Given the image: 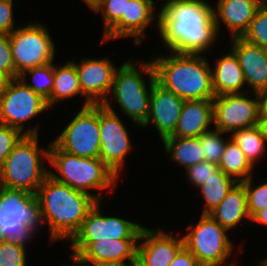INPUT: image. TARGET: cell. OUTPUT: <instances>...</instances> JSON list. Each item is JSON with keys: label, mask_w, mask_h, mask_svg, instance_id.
I'll return each mask as SVG.
<instances>
[{"label": "cell", "mask_w": 267, "mask_h": 266, "mask_svg": "<svg viewBox=\"0 0 267 266\" xmlns=\"http://www.w3.org/2000/svg\"><path fill=\"white\" fill-rule=\"evenodd\" d=\"M231 139L239 145L252 166L255 160L264 153L266 139L262 136L258 126L236 130Z\"/></svg>", "instance_id": "29"}, {"label": "cell", "mask_w": 267, "mask_h": 266, "mask_svg": "<svg viewBox=\"0 0 267 266\" xmlns=\"http://www.w3.org/2000/svg\"><path fill=\"white\" fill-rule=\"evenodd\" d=\"M214 122L212 100H185L177 127L169 137H199L209 131L208 126Z\"/></svg>", "instance_id": "22"}, {"label": "cell", "mask_w": 267, "mask_h": 266, "mask_svg": "<svg viewBox=\"0 0 267 266\" xmlns=\"http://www.w3.org/2000/svg\"><path fill=\"white\" fill-rule=\"evenodd\" d=\"M255 100L244 97L243 93L217 95L213 101L215 129L233 133L258 125L261 98L255 93Z\"/></svg>", "instance_id": "12"}, {"label": "cell", "mask_w": 267, "mask_h": 266, "mask_svg": "<svg viewBox=\"0 0 267 266\" xmlns=\"http://www.w3.org/2000/svg\"><path fill=\"white\" fill-rule=\"evenodd\" d=\"M218 166L227 176H230L231 178L234 176V179L237 182L246 181L252 176L251 169L253 166L246 159L239 145L232 139L227 141L222 160ZM236 177L244 178L236 179Z\"/></svg>", "instance_id": "28"}, {"label": "cell", "mask_w": 267, "mask_h": 266, "mask_svg": "<svg viewBox=\"0 0 267 266\" xmlns=\"http://www.w3.org/2000/svg\"><path fill=\"white\" fill-rule=\"evenodd\" d=\"M137 246V264L139 266H169L176 254L184 246L183 237L175 238L164 231H153L143 227Z\"/></svg>", "instance_id": "18"}, {"label": "cell", "mask_w": 267, "mask_h": 266, "mask_svg": "<svg viewBox=\"0 0 267 266\" xmlns=\"http://www.w3.org/2000/svg\"><path fill=\"white\" fill-rule=\"evenodd\" d=\"M51 165L59 171L61 177L49 171V175L57 182L66 184L74 190L91 195L97 202L100 196H94L90 189H105L115 185L117 176L100 159L78 157L60 150L53 142L47 151H41Z\"/></svg>", "instance_id": "4"}, {"label": "cell", "mask_w": 267, "mask_h": 266, "mask_svg": "<svg viewBox=\"0 0 267 266\" xmlns=\"http://www.w3.org/2000/svg\"><path fill=\"white\" fill-rule=\"evenodd\" d=\"M99 203L87 213L81 227L70 239L71 243H94L96 241L139 239L143 226L117 217L100 213Z\"/></svg>", "instance_id": "14"}, {"label": "cell", "mask_w": 267, "mask_h": 266, "mask_svg": "<svg viewBox=\"0 0 267 266\" xmlns=\"http://www.w3.org/2000/svg\"><path fill=\"white\" fill-rule=\"evenodd\" d=\"M0 71L10 79L17 78L9 35L0 33Z\"/></svg>", "instance_id": "37"}, {"label": "cell", "mask_w": 267, "mask_h": 266, "mask_svg": "<svg viewBox=\"0 0 267 266\" xmlns=\"http://www.w3.org/2000/svg\"><path fill=\"white\" fill-rule=\"evenodd\" d=\"M173 1H181V0H167V2H173Z\"/></svg>", "instance_id": "48"}, {"label": "cell", "mask_w": 267, "mask_h": 266, "mask_svg": "<svg viewBox=\"0 0 267 266\" xmlns=\"http://www.w3.org/2000/svg\"><path fill=\"white\" fill-rule=\"evenodd\" d=\"M242 38L267 50V2L257 10L249 29Z\"/></svg>", "instance_id": "32"}, {"label": "cell", "mask_w": 267, "mask_h": 266, "mask_svg": "<svg viewBox=\"0 0 267 266\" xmlns=\"http://www.w3.org/2000/svg\"><path fill=\"white\" fill-rule=\"evenodd\" d=\"M261 131L262 136L267 141V111H260L257 125Z\"/></svg>", "instance_id": "42"}, {"label": "cell", "mask_w": 267, "mask_h": 266, "mask_svg": "<svg viewBox=\"0 0 267 266\" xmlns=\"http://www.w3.org/2000/svg\"><path fill=\"white\" fill-rule=\"evenodd\" d=\"M43 224L48 220L51 240L71 239L97 201L48 175L36 192Z\"/></svg>", "instance_id": "2"}, {"label": "cell", "mask_w": 267, "mask_h": 266, "mask_svg": "<svg viewBox=\"0 0 267 266\" xmlns=\"http://www.w3.org/2000/svg\"><path fill=\"white\" fill-rule=\"evenodd\" d=\"M185 100L165 89L157 81L151 87L150 109L146 123L152 120L161 139L171 136L178 124Z\"/></svg>", "instance_id": "17"}, {"label": "cell", "mask_w": 267, "mask_h": 266, "mask_svg": "<svg viewBox=\"0 0 267 266\" xmlns=\"http://www.w3.org/2000/svg\"><path fill=\"white\" fill-rule=\"evenodd\" d=\"M252 177L246 181L241 182L247 194V210L250 218H252L258 211L267 208V183L254 188L251 183Z\"/></svg>", "instance_id": "35"}, {"label": "cell", "mask_w": 267, "mask_h": 266, "mask_svg": "<svg viewBox=\"0 0 267 266\" xmlns=\"http://www.w3.org/2000/svg\"><path fill=\"white\" fill-rule=\"evenodd\" d=\"M127 1L130 0H103L95 12L102 10L104 19V35L121 19L126 17Z\"/></svg>", "instance_id": "34"}, {"label": "cell", "mask_w": 267, "mask_h": 266, "mask_svg": "<svg viewBox=\"0 0 267 266\" xmlns=\"http://www.w3.org/2000/svg\"><path fill=\"white\" fill-rule=\"evenodd\" d=\"M190 232L183 237L184 246L197 258L201 266H221L230 256L233 244L227 229L209 214H202L198 224L189 226Z\"/></svg>", "instance_id": "8"}, {"label": "cell", "mask_w": 267, "mask_h": 266, "mask_svg": "<svg viewBox=\"0 0 267 266\" xmlns=\"http://www.w3.org/2000/svg\"><path fill=\"white\" fill-rule=\"evenodd\" d=\"M261 111H267V88L260 93Z\"/></svg>", "instance_id": "44"}, {"label": "cell", "mask_w": 267, "mask_h": 266, "mask_svg": "<svg viewBox=\"0 0 267 266\" xmlns=\"http://www.w3.org/2000/svg\"><path fill=\"white\" fill-rule=\"evenodd\" d=\"M209 215L227 230L239 224L244 217L251 219L247 210V194L244 185L237 182Z\"/></svg>", "instance_id": "23"}, {"label": "cell", "mask_w": 267, "mask_h": 266, "mask_svg": "<svg viewBox=\"0 0 267 266\" xmlns=\"http://www.w3.org/2000/svg\"><path fill=\"white\" fill-rule=\"evenodd\" d=\"M73 266H134L136 262H130V264H126L125 261H115V262H98V263H73Z\"/></svg>", "instance_id": "41"}, {"label": "cell", "mask_w": 267, "mask_h": 266, "mask_svg": "<svg viewBox=\"0 0 267 266\" xmlns=\"http://www.w3.org/2000/svg\"><path fill=\"white\" fill-rule=\"evenodd\" d=\"M262 266H267V258L261 262Z\"/></svg>", "instance_id": "47"}, {"label": "cell", "mask_w": 267, "mask_h": 266, "mask_svg": "<svg viewBox=\"0 0 267 266\" xmlns=\"http://www.w3.org/2000/svg\"><path fill=\"white\" fill-rule=\"evenodd\" d=\"M169 266H201L197 258L183 246Z\"/></svg>", "instance_id": "40"}, {"label": "cell", "mask_w": 267, "mask_h": 266, "mask_svg": "<svg viewBox=\"0 0 267 266\" xmlns=\"http://www.w3.org/2000/svg\"><path fill=\"white\" fill-rule=\"evenodd\" d=\"M37 127L30 128L25 133L20 130L0 124V168L4 161L25 135H37Z\"/></svg>", "instance_id": "33"}, {"label": "cell", "mask_w": 267, "mask_h": 266, "mask_svg": "<svg viewBox=\"0 0 267 266\" xmlns=\"http://www.w3.org/2000/svg\"><path fill=\"white\" fill-rule=\"evenodd\" d=\"M139 239H118L94 243H71L74 263H98L124 261L137 262Z\"/></svg>", "instance_id": "16"}, {"label": "cell", "mask_w": 267, "mask_h": 266, "mask_svg": "<svg viewBox=\"0 0 267 266\" xmlns=\"http://www.w3.org/2000/svg\"><path fill=\"white\" fill-rule=\"evenodd\" d=\"M231 50L238 58L246 83L260 94L267 88V50L242 37L233 38Z\"/></svg>", "instance_id": "19"}, {"label": "cell", "mask_w": 267, "mask_h": 266, "mask_svg": "<svg viewBox=\"0 0 267 266\" xmlns=\"http://www.w3.org/2000/svg\"><path fill=\"white\" fill-rule=\"evenodd\" d=\"M250 220L256 223L267 225V208L258 211Z\"/></svg>", "instance_id": "43"}, {"label": "cell", "mask_w": 267, "mask_h": 266, "mask_svg": "<svg viewBox=\"0 0 267 266\" xmlns=\"http://www.w3.org/2000/svg\"><path fill=\"white\" fill-rule=\"evenodd\" d=\"M100 159L118 177L124 157L131 149L128 132L108 100L99 104Z\"/></svg>", "instance_id": "13"}, {"label": "cell", "mask_w": 267, "mask_h": 266, "mask_svg": "<svg viewBox=\"0 0 267 266\" xmlns=\"http://www.w3.org/2000/svg\"><path fill=\"white\" fill-rule=\"evenodd\" d=\"M13 25V0H0V33L11 34Z\"/></svg>", "instance_id": "39"}, {"label": "cell", "mask_w": 267, "mask_h": 266, "mask_svg": "<svg viewBox=\"0 0 267 266\" xmlns=\"http://www.w3.org/2000/svg\"><path fill=\"white\" fill-rule=\"evenodd\" d=\"M53 143L78 157L100 158L99 104L83 106Z\"/></svg>", "instance_id": "9"}, {"label": "cell", "mask_w": 267, "mask_h": 266, "mask_svg": "<svg viewBox=\"0 0 267 266\" xmlns=\"http://www.w3.org/2000/svg\"><path fill=\"white\" fill-rule=\"evenodd\" d=\"M263 3V0H219L217 12H213L217 30L221 18L233 38L242 37Z\"/></svg>", "instance_id": "21"}, {"label": "cell", "mask_w": 267, "mask_h": 266, "mask_svg": "<svg viewBox=\"0 0 267 266\" xmlns=\"http://www.w3.org/2000/svg\"><path fill=\"white\" fill-rule=\"evenodd\" d=\"M139 69L149 75V92L140 71L131 62L123 63L115 72L111 89L123 112L143 126L149 115L151 87L157 80L152 61L140 63Z\"/></svg>", "instance_id": "7"}, {"label": "cell", "mask_w": 267, "mask_h": 266, "mask_svg": "<svg viewBox=\"0 0 267 266\" xmlns=\"http://www.w3.org/2000/svg\"><path fill=\"white\" fill-rule=\"evenodd\" d=\"M32 75L33 78V84H28L25 81L27 73ZM19 78L34 92L39 94L42 98H44L46 101L50 98L52 87L54 83V65H52V62L31 68L28 70H25Z\"/></svg>", "instance_id": "30"}, {"label": "cell", "mask_w": 267, "mask_h": 266, "mask_svg": "<svg viewBox=\"0 0 267 266\" xmlns=\"http://www.w3.org/2000/svg\"><path fill=\"white\" fill-rule=\"evenodd\" d=\"M236 183L237 181H235L234 178L227 176L221 169L206 180V182L199 187L206 201L202 214H209L212 212Z\"/></svg>", "instance_id": "27"}, {"label": "cell", "mask_w": 267, "mask_h": 266, "mask_svg": "<svg viewBox=\"0 0 267 266\" xmlns=\"http://www.w3.org/2000/svg\"><path fill=\"white\" fill-rule=\"evenodd\" d=\"M41 220L35 194L0 186V240L25 247V241L36 233L33 231H36L38 223H42Z\"/></svg>", "instance_id": "5"}, {"label": "cell", "mask_w": 267, "mask_h": 266, "mask_svg": "<svg viewBox=\"0 0 267 266\" xmlns=\"http://www.w3.org/2000/svg\"><path fill=\"white\" fill-rule=\"evenodd\" d=\"M214 8L203 0H181L162 5L157 25L171 53L201 54L215 41Z\"/></svg>", "instance_id": "1"}, {"label": "cell", "mask_w": 267, "mask_h": 266, "mask_svg": "<svg viewBox=\"0 0 267 266\" xmlns=\"http://www.w3.org/2000/svg\"><path fill=\"white\" fill-rule=\"evenodd\" d=\"M17 78L28 69L53 62L55 46L47 29L29 24L9 34Z\"/></svg>", "instance_id": "10"}, {"label": "cell", "mask_w": 267, "mask_h": 266, "mask_svg": "<svg viewBox=\"0 0 267 266\" xmlns=\"http://www.w3.org/2000/svg\"><path fill=\"white\" fill-rule=\"evenodd\" d=\"M198 54L174 53L153 60L157 82L184 100H213L212 68Z\"/></svg>", "instance_id": "3"}, {"label": "cell", "mask_w": 267, "mask_h": 266, "mask_svg": "<svg viewBox=\"0 0 267 266\" xmlns=\"http://www.w3.org/2000/svg\"><path fill=\"white\" fill-rule=\"evenodd\" d=\"M39 154L38 135H25L0 168V186L36 194L49 175Z\"/></svg>", "instance_id": "6"}, {"label": "cell", "mask_w": 267, "mask_h": 266, "mask_svg": "<svg viewBox=\"0 0 267 266\" xmlns=\"http://www.w3.org/2000/svg\"><path fill=\"white\" fill-rule=\"evenodd\" d=\"M223 133L221 130L215 129V131L209 130L198 137L205 161L216 165L220 164L227 145L221 136Z\"/></svg>", "instance_id": "31"}, {"label": "cell", "mask_w": 267, "mask_h": 266, "mask_svg": "<svg viewBox=\"0 0 267 266\" xmlns=\"http://www.w3.org/2000/svg\"><path fill=\"white\" fill-rule=\"evenodd\" d=\"M82 94L77 69L74 62H67L62 67L54 66V83L50 98L46 101L48 107L62 99L76 94Z\"/></svg>", "instance_id": "26"}, {"label": "cell", "mask_w": 267, "mask_h": 266, "mask_svg": "<svg viewBox=\"0 0 267 266\" xmlns=\"http://www.w3.org/2000/svg\"><path fill=\"white\" fill-rule=\"evenodd\" d=\"M162 141L165 151L172 155L171 159L186 167L185 169L205 161L198 137H166Z\"/></svg>", "instance_id": "25"}, {"label": "cell", "mask_w": 267, "mask_h": 266, "mask_svg": "<svg viewBox=\"0 0 267 266\" xmlns=\"http://www.w3.org/2000/svg\"><path fill=\"white\" fill-rule=\"evenodd\" d=\"M9 81H10V78L6 74H4L2 71H0V92L6 88Z\"/></svg>", "instance_id": "45"}, {"label": "cell", "mask_w": 267, "mask_h": 266, "mask_svg": "<svg viewBox=\"0 0 267 266\" xmlns=\"http://www.w3.org/2000/svg\"><path fill=\"white\" fill-rule=\"evenodd\" d=\"M84 1L95 12L103 0H84Z\"/></svg>", "instance_id": "46"}, {"label": "cell", "mask_w": 267, "mask_h": 266, "mask_svg": "<svg viewBox=\"0 0 267 266\" xmlns=\"http://www.w3.org/2000/svg\"><path fill=\"white\" fill-rule=\"evenodd\" d=\"M24 246L9 240H0V266H26Z\"/></svg>", "instance_id": "36"}, {"label": "cell", "mask_w": 267, "mask_h": 266, "mask_svg": "<svg viewBox=\"0 0 267 266\" xmlns=\"http://www.w3.org/2000/svg\"><path fill=\"white\" fill-rule=\"evenodd\" d=\"M48 108L47 102L32 91L20 78L10 79L0 92V124L22 132L23 121Z\"/></svg>", "instance_id": "11"}, {"label": "cell", "mask_w": 267, "mask_h": 266, "mask_svg": "<svg viewBox=\"0 0 267 266\" xmlns=\"http://www.w3.org/2000/svg\"><path fill=\"white\" fill-rule=\"evenodd\" d=\"M215 72L212 71V87L217 95L243 93L241 89L245 78L235 53L231 50L229 54L218 59Z\"/></svg>", "instance_id": "24"}, {"label": "cell", "mask_w": 267, "mask_h": 266, "mask_svg": "<svg viewBox=\"0 0 267 266\" xmlns=\"http://www.w3.org/2000/svg\"><path fill=\"white\" fill-rule=\"evenodd\" d=\"M75 64L79 85L84 96H88L85 106L103 104L112 88L116 69L108 59H83ZM101 98V99H100Z\"/></svg>", "instance_id": "15"}, {"label": "cell", "mask_w": 267, "mask_h": 266, "mask_svg": "<svg viewBox=\"0 0 267 266\" xmlns=\"http://www.w3.org/2000/svg\"><path fill=\"white\" fill-rule=\"evenodd\" d=\"M153 0L127 1L126 17L121 19L103 36L104 40L121 37H135V45L141 43L146 26L153 20Z\"/></svg>", "instance_id": "20"}, {"label": "cell", "mask_w": 267, "mask_h": 266, "mask_svg": "<svg viewBox=\"0 0 267 266\" xmlns=\"http://www.w3.org/2000/svg\"><path fill=\"white\" fill-rule=\"evenodd\" d=\"M219 170V166L203 161L197 163L186 169L187 175L189 176L190 181L197 187L202 186L206 180L214 175Z\"/></svg>", "instance_id": "38"}]
</instances>
